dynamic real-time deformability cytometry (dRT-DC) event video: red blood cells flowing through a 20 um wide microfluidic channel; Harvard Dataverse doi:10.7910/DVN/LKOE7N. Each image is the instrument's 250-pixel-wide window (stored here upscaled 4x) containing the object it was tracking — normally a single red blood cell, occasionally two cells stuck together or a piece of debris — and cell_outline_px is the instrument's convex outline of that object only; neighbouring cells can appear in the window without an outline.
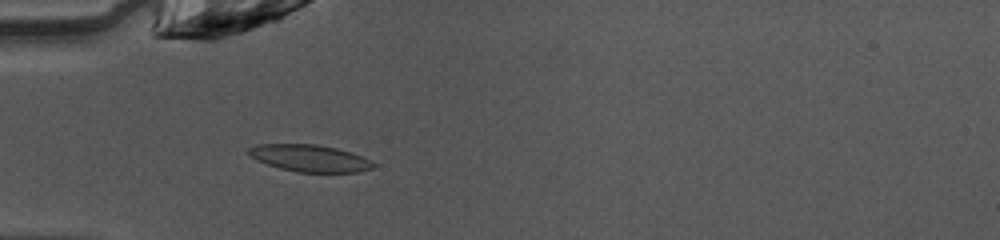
{"species": "common noctule bat (a hibernating species)", "species_latin": "Nyctalus noctula", "temperature_condition": "warm", "stored_images_in_passage": 49, "camera_frame_rate_fps": 3000, "um_per_image_px": 0.085, "animal": {"sex": "female", "body_mass_g": 10.0, "forearm_length_mm": 53.1}, "frame": {"image": 1, "passage_image": 15, "time_ms": 4.667, "image_size_px": [1000, 240], "cell_outline_px": [[376, 164], [372, 168], [360, 172], [296, 172], [280, 168], [256, 160], [248, 152], [248, 148], [256, 144], [316, 144], [336, 148], [352, 152], [372, 160]], "centroid_in_image_um": [26.36, 13.44], "position_along_channel_um": 58.6, "area_um2": 19.65}}
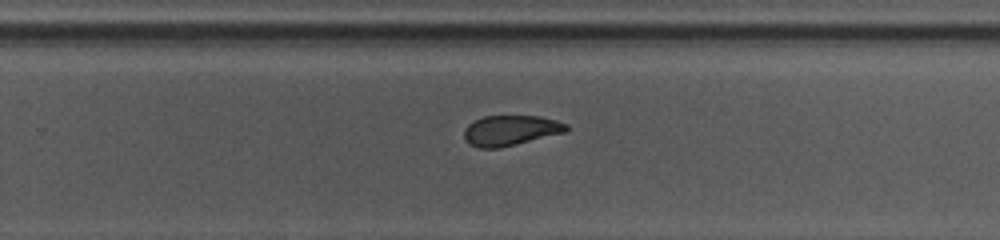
{"frame": {"image": 2, "passage_image": 32, "time_ms": 10.333, "image_size_px": [1000, 240], "cell_outline_px": [[568, 132], [500, 148], [476, 148], [468, 144], [464, 136], [464, 128], [468, 124], [484, 116], [540, 116], [556, 120], [568, 124]], "centroid_in_image_um": [43.41, 11.09], "position_along_channel_um": 286.4, "area_um2": 18.26}}
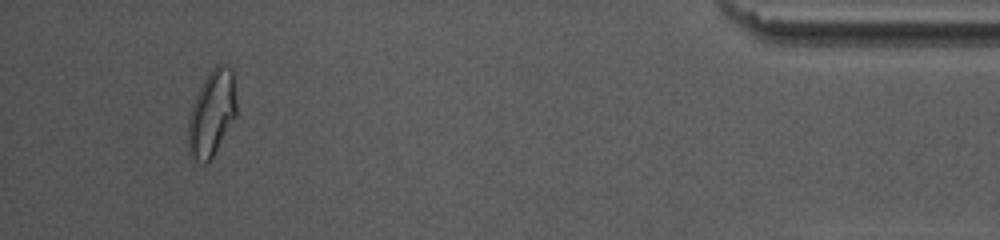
{"frame": {"image": 3, "passage_image": 46, "time_ms": 15.0, "image_size_px": [1000, 240], "cell_outline_px": [[236, 116], [212, 156], [204, 164], [196, 160], [188, 152], [188, 120], [192, 104], [208, 72], [216, 64], [224, 64], [232, 68], [236, 100]], "centroid_in_image_um": [18.0, 9.6], "position_along_channel_um": 417.2, "area_um2": 23.93}, "authors_computed_cell_mechanics": {"area_um2": 19.363, "velocity_mm_per_s": 4.0854, "shape_relaxation_time_tau1_ms": 7.1, "shape_relaxation_time_tau2_ms": 1.974, "deformation_change_tau1": 0.1746, "deformation_change_tau2": 0.0852}}